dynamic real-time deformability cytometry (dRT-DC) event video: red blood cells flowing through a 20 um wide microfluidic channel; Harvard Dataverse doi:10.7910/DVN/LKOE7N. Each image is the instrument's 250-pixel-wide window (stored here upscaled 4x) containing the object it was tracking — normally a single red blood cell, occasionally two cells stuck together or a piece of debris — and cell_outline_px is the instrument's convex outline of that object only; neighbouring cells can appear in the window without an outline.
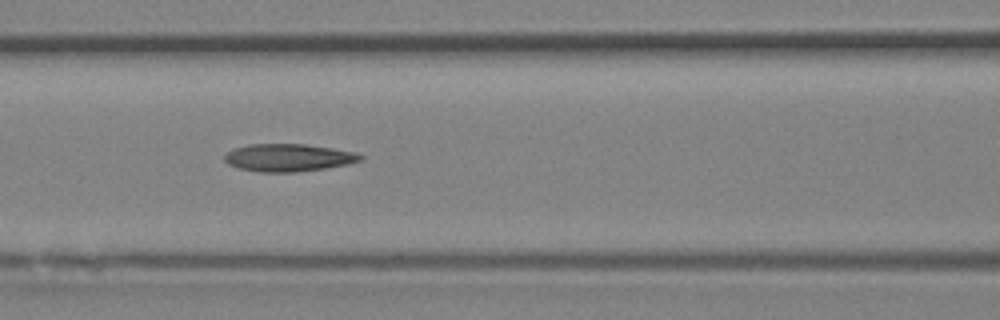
{"species": "Egyptian fruit bat (a non-hibernating species)", "species_latin": "Rousettus aegyptiacus", "temperature_condition": "room temperature", "stored_images_in_passage": 6, "camera_frame_rate_fps": 3000, "um_per_image_px": 0.085, "animal": {"sex": "female"}, "frame": {"image": 1, "passage_image": 4, "time_ms": 1.0, "image_size_px": [1000, 320], "cell_outline_px": [[364, 160], [348, 164], [324, 168], [296, 172], [256, 172], [240, 168], [228, 164], [224, 160], [224, 156], [232, 148], [248, 144], [304, 144], [332, 148], [356, 152], [364, 156]], "centroid_in_image_um": [24.52, 13.4], "position_along_channel_um": 142.1, "area_um2": 21.96}}
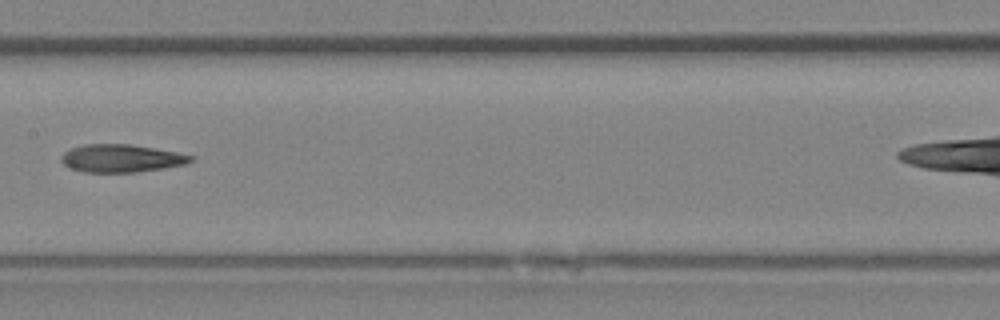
{"frame": {"image": 2, "passage_image": 5, "time_ms": 1.333, "image_size_px": [1000, 320], "cell_outline_px": [[196, 156], [188, 164], [164, 168], [136, 172], [84, 172], [72, 168], [64, 164], [60, 160], [60, 156], [64, 152], [72, 148], [84, 144], [132, 144], [176, 152]], "centroid_in_image_um": [10.33, 13.45], "position_along_channel_um": 197.1, "area_um2": 21.04}}